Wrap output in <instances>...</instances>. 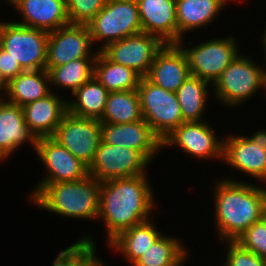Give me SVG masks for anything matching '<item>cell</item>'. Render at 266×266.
<instances>
[{"instance_id": "6da1fadb", "label": "cell", "mask_w": 266, "mask_h": 266, "mask_svg": "<svg viewBox=\"0 0 266 266\" xmlns=\"http://www.w3.org/2000/svg\"><path fill=\"white\" fill-rule=\"evenodd\" d=\"M147 177L101 182L98 218L106 223L108 243L120 232L149 220L155 198Z\"/></svg>"}, {"instance_id": "7a4b0ae2", "label": "cell", "mask_w": 266, "mask_h": 266, "mask_svg": "<svg viewBox=\"0 0 266 266\" xmlns=\"http://www.w3.org/2000/svg\"><path fill=\"white\" fill-rule=\"evenodd\" d=\"M224 179L215 186V215L220 240L235 241L245 230L263 219L265 187Z\"/></svg>"}, {"instance_id": "3957f363", "label": "cell", "mask_w": 266, "mask_h": 266, "mask_svg": "<svg viewBox=\"0 0 266 266\" xmlns=\"http://www.w3.org/2000/svg\"><path fill=\"white\" fill-rule=\"evenodd\" d=\"M100 187L101 182L91 175L73 182L38 183L30 200L39 208L61 216L97 219Z\"/></svg>"}, {"instance_id": "277c9868", "label": "cell", "mask_w": 266, "mask_h": 266, "mask_svg": "<svg viewBox=\"0 0 266 266\" xmlns=\"http://www.w3.org/2000/svg\"><path fill=\"white\" fill-rule=\"evenodd\" d=\"M137 92L142 118L161 141L184 122L176 93L154 85L145 77H141Z\"/></svg>"}, {"instance_id": "5b68a950", "label": "cell", "mask_w": 266, "mask_h": 266, "mask_svg": "<svg viewBox=\"0 0 266 266\" xmlns=\"http://www.w3.org/2000/svg\"><path fill=\"white\" fill-rule=\"evenodd\" d=\"M216 99L228 106H238L249 99L259 88L266 90V70L249 57L240 54L225 68L214 82Z\"/></svg>"}, {"instance_id": "8992f818", "label": "cell", "mask_w": 266, "mask_h": 266, "mask_svg": "<svg viewBox=\"0 0 266 266\" xmlns=\"http://www.w3.org/2000/svg\"><path fill=\"white\" fill-rule=\"evenodd\" d=\"M87 26L92 43L104 39L105 43L98 51L108 44L141 33L142 25L136 0L107 2Z\"/></svg>"}, {"instance_id": "52a82bcc", "label": "cell", "mask_w": 266, "mask_h": 266, "mask_svg": "<svg viewBox=\"0 0 266 266\" xmlns=\"http://www.w3.org/2000/svg\"><path fill=\"white\" fill-rule=\"evenodd\" d=\"M1 48L24 70H43L47 61L49 32L18 24L0 23Z\"/></svg>"}, {"instance_id": "ba28073f", "label": "cell", "mask_w": 266, "mask_h": 266, "mask_svg": "<svg viewBox=\"0 0 266 266\" xmlns=\"http://www.w3.org/2000/svg\"><path fill=\"white\" fill-rule=\"evenodd\" d=\"M149 163L140 151L101 141L88 174L100 182L133 177L146 174L144 169Z\"/></svg>"}, {"instance_id": "9c48e42d", "label": "cell", "mask_w": 266, "mask_h": 266, "mask_svg": "<svg viewBox=\"0 0 266 266\" xmlns=\"http://www.w3.org/2000/svg\"><path fill=\"white\" fill-rule=\"evenodd\" d=\"M236 39L228 37L213 39L188 49L178 45L185 52L192 76L208 82H216L225 68L239 55Z\"/></svg>"}, {"instance_id": "30bf717a", "label": "cell", "mask_w": 266, "mask_h": 266, "mask_svg": "<svg viewBox=\"0 0 266 266\" xmlns=\"http://www.w3.org/2000/svg\"><path fill=\"white\" fill-rule=\"evenodd\" d=\"M53 138L89 167L102 141L101 122L67 112L57 126Z\"/></svg>"}, {"instance_id": "8fae6325", "label": "cell", "mask_w": 266, "mask_h": 266, "mask_svg": "<svg viewBox=\"0 0 266 266\" xmlns=\"http://www.w3.org/2000/svg\"><path fill=\"white\" fill-rule=\"evenodd\" d=\"M165 43L157 36L141 32L104 47L101 52L111 61L133 69L145 77Z\"/></svg>"}, {"instance_id": "7c38bea8", "label": "cell", "mask_w": 266, "mask_h": 266, "mask_svg": "<svg viewBox=\"0 0 266 266\" xmlns=\"http://www.w3.org/2000/svg\"><path fill=\"white\" fill-rule=\"evenodd\" d=\"M234 136L223 139L222 159L231 167L266 181V131L259 130L252 137Z\"/></svg>"}, {"instance_id": "4fadbf2b", "label": "cell", "mask_w": 266, "mask_h": 266, "mask_svg": "<svg viewBox=\"0 0 266 266\" xmlns=\"http://www.w3.org/2000/svg\"><path fill=\"white\" fill-rule=\"evenodd\" d=\"M92 40L87 25L68 24L49 32L46 67H58L79 58H96L91 54Z\"/></svg>"}, {"instance_id": "5bb4252c", "label": "cell", "mask_w": 266, "mask_h": 266, "mask_svg": "<svg viewBox=\"0 0 266 266\" xmlns=\"http://www.w3.org/2000/svg\"><path fill=\"white\" fill-rule=\"evenodd\" d=\"M173 144L196 158H223V140L205 121L183 122L165 137L162 148Z\"/></svg>"}, {"instance_id": "9a60e30c", "label": "cell", "mask_w": 266, "mask_h": 266, "mask_svg": "<svg viewBox=\"0 0 266 266\" xmlns=\"http://www.w3.org/2000/svg\"><path fill=\"white\" fill-rule=\"evenodd\" d=\"M35 152L49 173L39 183L73 182L89 175L88 167L53 137L39 138Z\"/></svg>"}, {"instance_id": "2e32d148", "label": "cell", "mask_w": 266, "mask_h": 266, "mask_svg": "<svg viewBox=\"0 0 266 266\" xmlns=\"http://www.w3.org/2000/svg\"><path fill=\"white\" fill-rule=\"evenodd\" d=\"M102 142L140 151L149 161L162 147L161 139L144 120L125 124L101 122Z\"/></svg>"}, {"instance_id": "e0dca14e", "label": "cell", "mask_w": 266, "mask_h": 266, "mask_svg": "<svg viewBox=\"0 0 266 266\" xmlns=\"http://www.w3.org/2000/svg\"><path fill=\"white\" fill-rule=\"evenodd\" d=\"M191 75L188 59L178 44H165L145 76L154 85L176 93Z\"/></svg>"}, {"instance_id": "ac0fdd59", "label": "cell", "mask_w": 266, "mask_h": 266, "mask_svg": "<svg viewBox=\"0 0 266 266\" xmlns=\"http://www.w3.org/2000/svg\"><path fill=\"white\" fill-rule=\"evenodd\" d=\"M142 32L178 44L176 0H136Z\"/></svg>"}, {"instance_id": "d6986e66", "label": "cell", "mask_w": 266, "mask_h": 266, "mask_svg": "<svg viewBox=\"0 0 266 266\" xmlns=\"http://www.w3.org/2000/svg\"><path fill=\"white\" fill-rule=\"evenodd\" d=\"M23 16L18 24L52 32L70 24L65 0H8Z\"/></svg>"}, {"instance_id": "ffe728a7", "label": "cell", "mask_w": 266, "mask_h": 266, "mask_svg": "<svg viewBox=\"0 0 266 266\" xmlns=\"http://www.w3.org/2000/svg\"><path fill=\"white\" fill-rule=\"evenodd\" d=\"M22 108L25 122L37 139L53 137L57 126L68 112L67 101L52 92Z\"/></svg>"}, {"instance_id": "44dd1931", "label": "cell", "mask_w": 266, "mask_h": 266, "mask_svg": "<svg viewBox=\"0 0 266 266\" xmlns=\"http://www.w3.org/2000/svg\"><path fill=\"white\" fill-rule=\"evenodd\" d=\"M37 140L25 122L23 108L5 99L0 101V160L11 155L26 141L36 149Z\"/></svg>"}, {"instance_id": "7402d4cb", "label": "cell", "mask_w": 266, "mask_h": 266, "mask_svg": "<svg viewBox=\"0 0 266 266\" xmlns=\"http://www.w3.org/2000/svg\"><path fill=\"white\" fill-rule=\"evenodd\" d=\"M227 1L231 0H176L178 43L186 31L205 27L212 22Z\"/></svg>"}, {"instance_id": "603a6c76", "label": "cell", "mask_w": 266, "mask_h": 266, "mask_svg": "<svg viewBox=\"0 0 266 266\" xmlns=\"http://www.w3.org/2000/svg\"><path fill=\"white\" fill-rule=\"evenodd\" d=\"M150 220L120 232L109 242V246L120 251L133 265L162 235Z\"/></svg>"}, {"instance_id": "cb8c5ba5", "label": "cell", "mask_w": 266, "mask_h": 266, "mask_svg": "<svg viewBox=\"0 0 266 266\" xmlns=\"http://www.w3.org/2000/svg\"><path fill=\"white\" fill-rule=\"evenodd\" d=\"M48 82L50 84L46 69L25 70L8 82L6 101L23 107L42 99L52 92L51 88H48Z\"/></svg>"}, {"instance_id": "d4e9b609", "label": "cell", "mask_w": 266, "mask_h": 266, "mask_svg": "<svg viewBox=\"0 0 266 266\" xmlns=\"http://www.w3.org/2000/svg\"><path fill=\"white\" fill-rule=\"evenodd\" d=\"M109 91L93 76L74 93L75 101H67L68 112L81 118L100 120L106 107Z\"/></svg>"}, {"instance_id": "484cf974", "label": "cell", "mask_w": 266, "mask_h": 266, "mask_svg": "<svg viewBox=\"0 0 266 266\" xmlns=\"http://www.w3.org/2000/svg\"><path fill=\"white\" fill-rule=\"evenodd\" d=\"M93 76L109 91L137 90L141 76L133 69L109 60L97 51Z\"/></svg>"}, {"instance_id": "4316f807", "label": "cell", "mask_w": 266, "mask_h": 266, "mask_svg": "<svg viewBox=\"0 0 266 266\" xmlns=\"http://www.w3.org/2000/svg\"><path fill=\"white\" fill-rule=\"evenodd\" d=\"M140 98L137 90L109 92L105 111L99 120L125 124L142 120Z\"/></svg>"}, {"instance_id": "83f0119b", "label": "cell", "mask_w": 266, "mask_h": 266, "mask_svg": "<svg viewBox=\"0 0 266 266\" xmlns=\"http://www.w3.org/2000/svg\"><path fill=\"white\" fill-rule=\"evenodd\" d=\"M208 81L190 75L176 94L184 122L203 121L202 115L208 95Z\"/></svg>"}, {"instance_id": "f1b7e54d", "label": "cell", "mask_w": 266, "mask_h": 266, "mask_svg": "<svg viewBox=\"0 0 266 266\" xmlns=\"http://www.w3.org/2000/svg\"><path fill=\"white\" fill-rule=\"evenodd\" d=\"M182 245L176 238L162 234L132 266H182L187 258Z\"/></svg>"}, {"instance_id": "f546056e", "label": "cell", "mask_w": 266, "mask_h": 266, "mask_svg": "<svg viewBox=\"0 0 266 266\" xmlns=\"http://www.w3.org/2000/svg\"><path fill=\"white\" fill-rule=\"evenodd\" d=\"M95 58H79L58 67H45L51 84L70 88L72 94L94 74Z\"/></svg>"}, {"instance_id": "4dcf8cb0", "label": "cell", "mask_w": 266, "mask_h": 266, "mask_svg": "<svg viewBox=\"0 0 266 266\" xmlns=\"http://www.w3.org/2000/svg\"><path fill=\"white\" fill-rule=\"evenodd\" d=\"M70 24L87 25L105 6L106 0H65Z\"/></svg>"}, {"instance_id": "1f68e13d", "label": "cell", "mask_w": 266, "mask_h": 266, "mask_svg": "<svg viewBox=\"0 0 266 266\" xmlns=\"http://www.w3.org/2000/svg\"><path fill=\"white\" fill-rule=\"evenodd\" d=\"M235 242L258 257L266 259V221L262 219L254 223Z\"/></svg>"}, {"instance_id": "d6a6232c", "label": "cell", "mask_w": 266, "mask_h": 266, "mask_svg": "<svg viewBox=\"0 0 266 266\" xmlns=\"http://www.w3.org/2000/svg\"><path fill=\"white\" fill-rule=\"evenodd\" d=\"M90 235L84 236L65 250H61L53 266H79L80 260L95 246Z\"/></svg>"}, {"instance_id": "836d02e7", "label": "cell", "mask_w": 266, "mask_h": 266, "mask_svg": "<svg viewBox=\"0 0 266 266\" xmlns=\"http://www.w3.org/2000/svg\"><path fill=\"white\" fill-rule=\"evenodd\" d=\"M228 242L226 265L224 266H266V259L258 257L253 252L244 249L235 241Z\"/></svg>"}, {"instance_id": "e575fe53", "label": "cell", "mask_w": 266, "mask_h": 266, "mask_svg": "<svg viewBox=\"0 0 266 266\" xmlns=\"http://www.w3.org/2000/svg\"><path fill=\"white\" fill-rule=\"evenodd\" d=\"M25 71L3 48H0V72L2 76L9 82L15 78L18 74Z\"/></svg>"}, {"instance_id": "d590c367", "label": "cell", "mask_w": 266, "mask_h": 266, "mask_svg": "<svg viewBox=\"0 0 266 266\" xmlns=\"http://www.w3.org/2000/svg\"><path fill=\"white\" fill-rule=\"evenodd\" d=\"M96 247L94 246L79 262V266H104V263L96 257Z\"/></svg>"}, {"instance_id": "8d00e7d4", "label": "cell", "mask_w": 266, "mask_h": 266, "mask_svg": "<svg viewBox=\"0 0 266 266\" xmlns=\"http://www.w3.org/2000/svg\"><path fill=\"white\" fill-rule=\"evenodd\" d=\"M4 90L5 94H7V90H8V82L6 81V79L2 76L1 72H0V91Z\"/></svg>"}, {"instance_id": "74e56055", "label": "cell", "mask_w": 266, "mask_h": 266, "mask_svg": "<svg viewBox=\"0 0 266 266\" xmlns=\"http://www.w3.org/2000/svg\"><path fill=\"white\" fill-rule=\"evenodd\" d=\"M263 37H261V38H263V44H264V49H265V51L264 52H266V30H264V33H263ZM265 55H266V53H265Z\"/></svg>"}, {"instance_id": "f35d334b", "label": "cell", "mask_w": 266, "mask_h": 266, "mask_svg": "<svg viewBox=\"0 0 266 266\" xmlns=\"http://www.w3.org/2000/svg\"><path fill=\"white\" fill-rule=\"evenodd\" d=\"M263 219L266 221V206H265V209H264Z\"/></svg>"}, {"instance_id": "ab89813d", "label": "cell", "mask_w": 266, "mask_h": 266, "mask_svg": "<svg viewBox=\"0 0 266 266\" xmlns=\"http://www.w3.org/2000/svg\"><path fill=\"white\" fill-rule=\"evenodd\" d=\"M107 2H114V1H126V0H106Z\"/></svg>"}]
</instances>
